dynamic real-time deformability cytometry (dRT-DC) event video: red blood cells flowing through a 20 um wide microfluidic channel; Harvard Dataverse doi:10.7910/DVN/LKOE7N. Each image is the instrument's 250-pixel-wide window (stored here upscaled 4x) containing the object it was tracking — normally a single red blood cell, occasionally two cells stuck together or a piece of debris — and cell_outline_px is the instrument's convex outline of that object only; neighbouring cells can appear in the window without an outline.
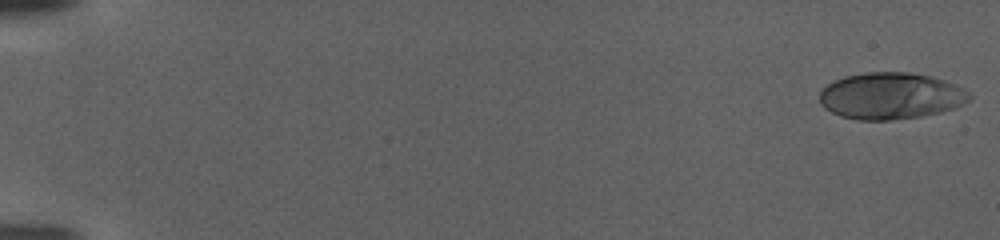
{"species": "human", "species_latin": "Homo sapiens", "temperature_condition": "warm", "stored_images_in_passage": 110, "camera_frame_rate_fps": 3000, "um_per_image_px": 0.085, "donor": {"sex": "female"}, "frame": {"image": 1, "passage_image": 2, "time_ms": 0.333, "image_size_px": [1000, 240], "cell_outline_px": [[972, 96], [964, 104], [956, 108], [940, 112], [920, 116], [892, 120], [856, 120], [840, 116], [824, 108], [820, 104], [820, 92], [828, 84], [844, 76], [864, 72], [912, 72], [932, 76], [944, 80], [964, 88]], "centroid_in_image_um": [75.72, 8.15], "position_along_channel_um": 9.3, "area_um2": 40.92}}
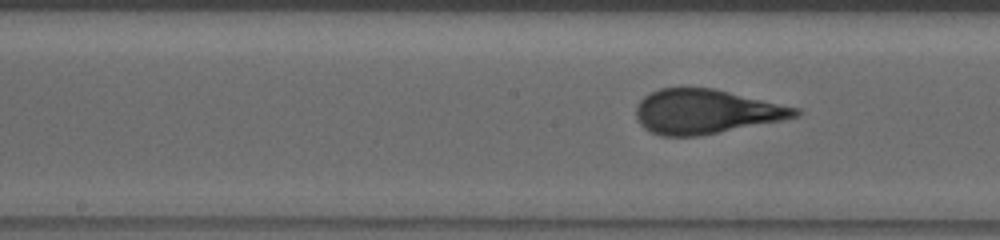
{"frame": {"image": 2, "passage_image": 59, "time_ms": 19.333, "image_size_px": [1000, 240], "cell_outline_px": [[804, 112], [800, 116], [700, 136], [660, 136], [644, 128], [636, 120], [636, 104], [644, 96], [660, 88], [712, 88], [800, 108]], "centroid_in_image_um": [59.99, 9.49], "position_along_channel_um": 188.2, "area_um2": 41.1}}
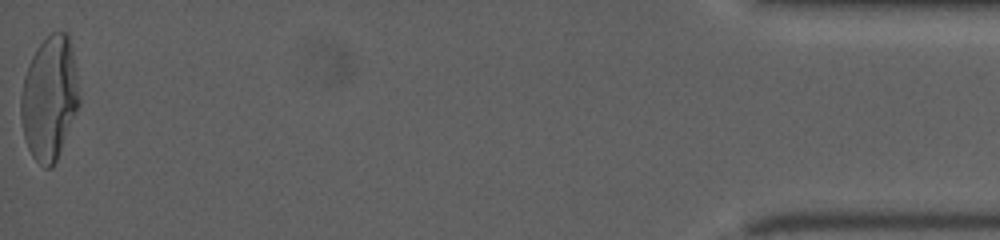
{"frame": {"image": 3, "passage_image": 110, "time_ms": 36.333, "image_size_px": [1000, 240], "cell_outline_px": [[80, 104], [56, 160], [52, 168], [44, 168], [32, 156], [28, 148], [24, 136], [20, 116], [20, 96], [24, 76], [28, 64], [36, 48], [52, 32], [68, 32], [72, 44], [80, 96]], "centroid_in_image_um": [4.21, 8.32], "position_along_channel_um": 431.0, "area_um2": 42.31}}